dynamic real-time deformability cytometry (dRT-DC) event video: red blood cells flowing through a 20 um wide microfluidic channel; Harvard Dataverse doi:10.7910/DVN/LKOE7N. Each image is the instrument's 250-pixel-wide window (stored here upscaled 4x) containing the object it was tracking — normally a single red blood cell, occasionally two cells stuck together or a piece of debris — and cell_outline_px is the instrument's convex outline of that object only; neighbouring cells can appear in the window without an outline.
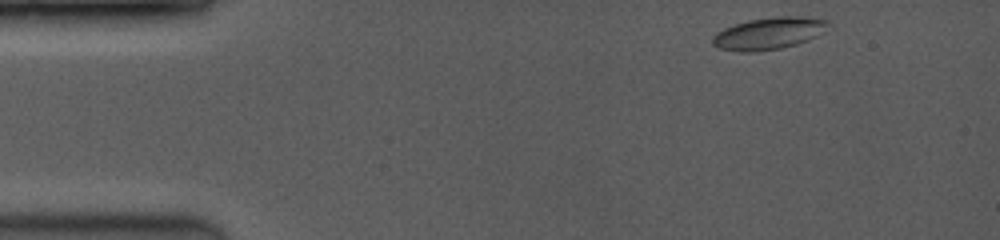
{"species": "common noctule bat (a hibernating species)", "species_latin": "Nyctalus noctula", "temperature_condition": "room temperature", "stored_images_in_passage": 26, "camera_frame_rate_fps": 3500, "um_per_image_px": 0.085, "animal": {"sex": "female", "body_mass_g": 19.0, "forearm_length_mm": 53.3}, "frame": {"image": 1, "passage_image": 1, "time_ms": 0.0, "image_size_px": [1000, 240], "cell_outline_px": [[832, 28], [808, 40], [796, 44], [780, 48], [752, 52], [740, 52], [716, 48], [712, 44], [712, 36], [716, 32], [724, 28], [748, 20], [780, 16], [800, 16], [828, 20]], "centroid_in_image_um": [65.36, 2.84], "position_along_channel_um": 19.6, "area_um2": 21.79}}
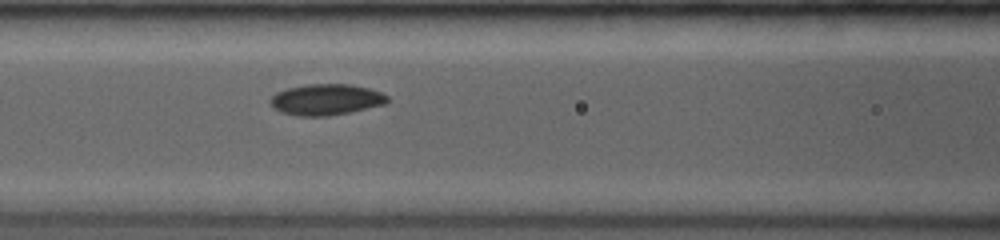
{"frame": {"image": 2, "passage_image": 15, "time_ms": 5.143, "image_size_px": [1000, 240], "cell_outline_px": [[388, 100], [384, 104], [348, 112], [328, 116], [296, 116], [280, 112], [268, 100], [276, 92], [288, 88], [308, 84], [352, 84], [368, 88], [380, 92], [388, 96]], "centroid_in_image_um": [27.69, 8.46], "position_along_channel_um": 138.9, "area_um2": 21.04}}
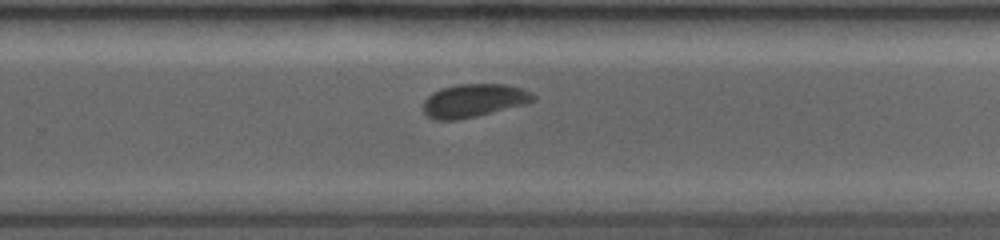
{"frame": {"image": 3, "passage_image": 25, "time_ms": 8.857, "image_size_px": [1000, 240], "cell_outline_px": [[536, 100], [528, 104], [476, 116], [456, 120], [436, 120], [428, 116], [424, 112], [424, 100], [432, 92], [440, 88], [456, 84], [504, 84], [520, 88], [532, 92], [536, 96]], "centroid_in_image_um": [40.3, 8.54], "position_along_channel_um": 289.5, "area_um2": 21.44}}